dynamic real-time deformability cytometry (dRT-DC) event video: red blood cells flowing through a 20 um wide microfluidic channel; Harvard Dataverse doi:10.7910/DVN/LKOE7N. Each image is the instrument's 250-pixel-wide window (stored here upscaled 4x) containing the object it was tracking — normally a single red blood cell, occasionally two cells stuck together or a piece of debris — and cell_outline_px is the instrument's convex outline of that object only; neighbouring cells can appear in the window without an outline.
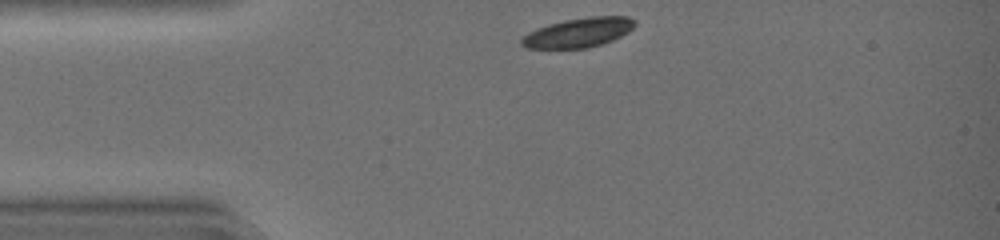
{"species": "common noctule bat (a hibernating species)", "species_latin": "Nyctalus noctula", "temperature_condition": "warm", "stored_images_in_passage": 31, "camera_frame_rate_fps": 3000, "um_per_image_px": 0.085, "animal": {"sex": "female", "body_mass_g": 19.0, "forearm_length_mm": 51.5}, "frame": {"image": 1, "passage_image": 1, "time_ms": 0.0, "image_size_px": [1000, 240], "cell_outline_px": [[636, 24], [628, 32], [612, 40], [588, 48], [524, 48], [520, 44], [520, 40], [528, 32], [536, 28], [548, 24], [564, 20], [588, 16], [628, 16], [636, 20]], "centroid_in_image_um": [49.16, 2.76], "position_along_channel_um": 35.8, "area_um2": 19.54}}
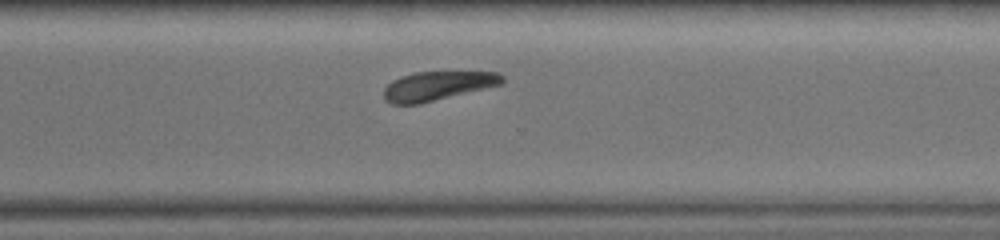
{"frame": {"image": 2, "passage_image": 24, "time_ms": 7.667, "image_size_px": [1000, 240], "cell_outline_px": [[504, 84], [420, 104], [392, 104], [384, 100], [384, 88], [392, 80], [400, 76], [416, 72], [500, 72], [504, 76]], "centroid_in_image_um": [37.21, 7.3], "position_along_channel_um": 333.4, "area_um2": 20.23}}
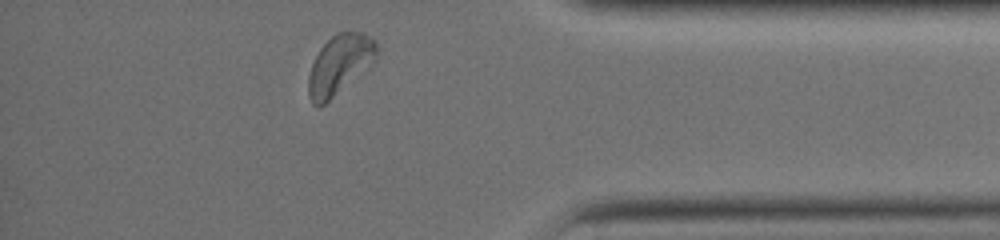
{"frame": {"image": 3, "passage_image": 30, "time_ms": 9.667, "image_size_px": [1000, 240], "cell_outline_px": [[376, 60], [324, 104], [312, 104], [308, 96], [308, 76], [312, 64], [320, 48], [336, 32], [364, 32], [376, 40]], "centroid_in_image_um": [28.86, 5.45], "position_along_channel_um": 406.3, "area_um2": 23.24}, "authors_computed_cell_mechanics": {"area_um2": 21.8484, "velocity_mm_per_s": 4.294, "shape_relaxation_time_tau1_ms": 1.3491, "shape_relaxation_time_tau2_ms": null, "deformation_change_tau1": 0.0733, "deformation_change_tau2": null}}